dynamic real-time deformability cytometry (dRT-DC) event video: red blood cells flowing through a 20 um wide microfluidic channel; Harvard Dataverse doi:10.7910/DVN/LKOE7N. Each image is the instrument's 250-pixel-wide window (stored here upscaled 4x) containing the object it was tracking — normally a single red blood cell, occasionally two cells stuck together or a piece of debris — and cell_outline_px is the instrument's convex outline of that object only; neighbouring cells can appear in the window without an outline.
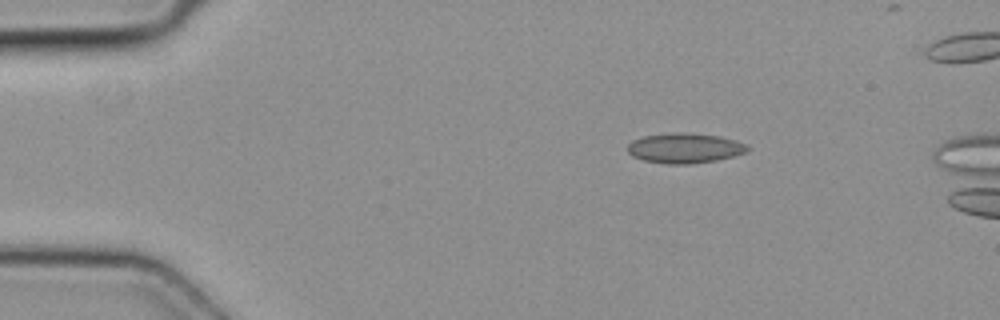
{"species": "common noctule bat (a hibernating species)", "species_latin": "Nyctalus noctula", "temperature_condition": "cold", "stored_images_in_passage": 4, "camera_frame_rate_fps": 3000, "um_per_image_px": 0.085, "animal": {"sex": "female", "body_mass_g": 19.3, "forearm_length_mm": 54.1}, "frame": {"image": 1, "passage_image": 4, "time_ms": 1.0, "image_size_px": [1000, 320], "cell_outline_px": [[748, 152], [716, 160], [688, 164], [668, 164], [644, 160], [632, 156], [628, 152], [628, 144], [632, 140], [644, 136], [680, 132], [684, 132], [720, 136], [736, 140], [748, 144]], "centroid_in_image_um": [58.22, 12.58], "position_along_channel_um": 26.8, "area_um2": 20.92}}